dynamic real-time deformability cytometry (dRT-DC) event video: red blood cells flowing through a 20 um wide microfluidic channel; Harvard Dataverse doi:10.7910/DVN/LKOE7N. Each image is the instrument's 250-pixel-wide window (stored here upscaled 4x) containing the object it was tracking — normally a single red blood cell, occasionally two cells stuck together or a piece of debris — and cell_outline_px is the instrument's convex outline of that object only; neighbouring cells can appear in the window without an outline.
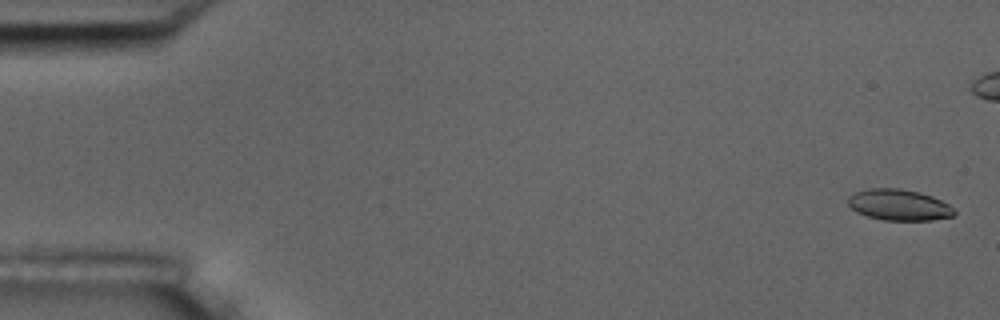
{"species": "common noctule bat (a hibernating species)", "species_latin": "Nyctalus noctula", "temperature_condition": "room temperature", "stored_images_in_passage": 8, "camera_frame_rate_fps": 3000, "um_per_image_px": 0.085, "animal": {"sex": "male", "body_mass_g": 17.5, "forearm_length_mm": 52.3}, "frame": {"image": 1, "passage_image": 1, "time_ms": 0.0, "image_size_px": [1000, 320], "cell_outline_px": [[956, 216], [932, 220], [884, 220], [868, 216], [856, 212], [848, 204], [848, 196], [856, 192], [868, 188], [900, 188], [920, 192], [932, 196], [948, 204], [956, 212]], "centroid_in_image_um": [76.42, 17.41], "position_along_channel_um": 8.6, "area_um2": 19.31}}